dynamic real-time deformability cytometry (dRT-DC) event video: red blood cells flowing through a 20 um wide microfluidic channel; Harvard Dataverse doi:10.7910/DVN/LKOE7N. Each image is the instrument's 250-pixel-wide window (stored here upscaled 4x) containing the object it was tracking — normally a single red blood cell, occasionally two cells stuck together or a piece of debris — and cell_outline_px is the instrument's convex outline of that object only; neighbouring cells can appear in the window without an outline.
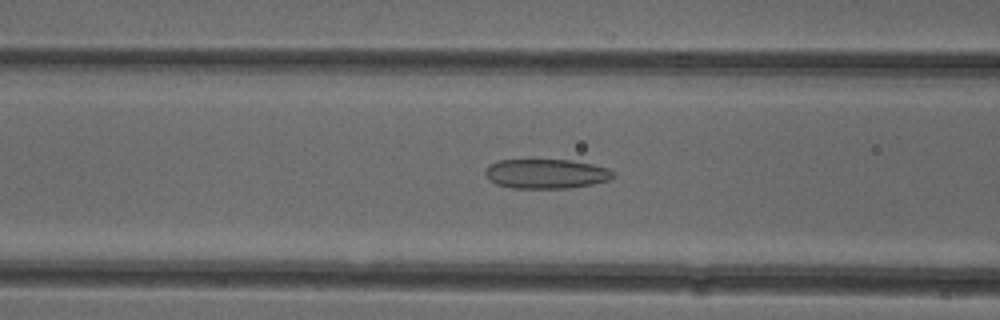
{"species": "common noctule bat (a hibernating species)", "species_latin": "Nyctalus noctula", "temperature_condition": "cold", "stored_images_in_passage": 50, "camera_frame_rate_fps": 3000, "um_per_image_px": 0.085, "animal": {"sex": "female"}, "frame": {"image": 1, "passage_image": 19, "time_ms": 6.0, "image_size_px": [1000, 320], "cell_outline_px": [[616, 176], [612, 180], [592, 184], [568, 188], [512, 188], [496, 184], [488, 180], [484, 176], [484, 168], [500, 160], [572, 160], [592, 164], [608, 168], [616, 172]], "centroid_in_image_um": [46.45, 14.77], "position_along_channel_um": 120.2, "area_um2": 22.31}}
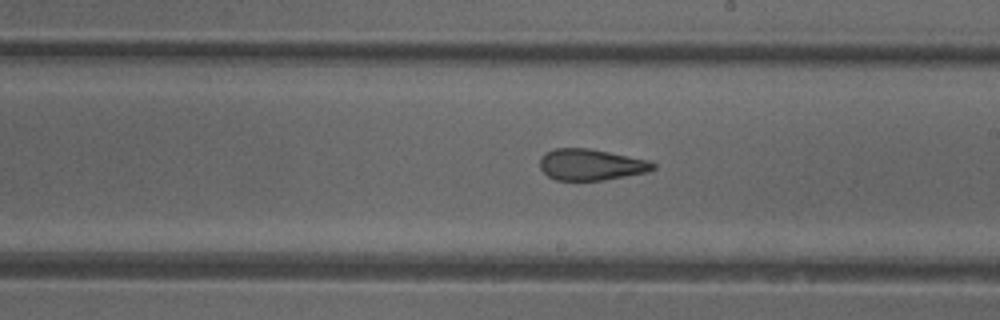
{"frame": {"image": 2, "passage_image": 28, "time_ms": 9.0, "image_size_px": [1000, 320], "cell_outline_px": [[656, 168], [648, 172], [604, 180], [556, 180], [548, 176], [540, 168], [540, 156], [544, 152], [556, 148], [588, 148], [648, 160], [656, 164]], "centroid_in_image_um": [50.22, 13.99], "position_along_channel_um": 238.8, "area_um2": 20.63}}
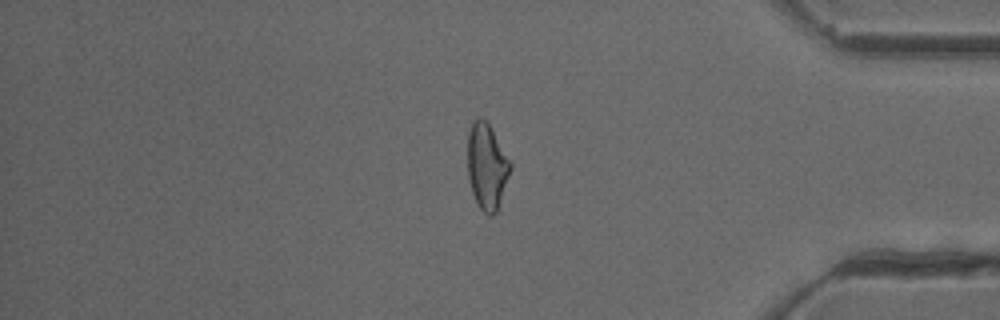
{"frame": {"image": 3, "passage_image": 42, "time_ms": 13.667, "image_size_px": [1000, 320], "cell_outline_px": [[512, 168], [496, 212], [492, 216], [488, 216], [476, 204], [468, 180], [468, 132], [472, 120], [476, 116], [480, 116], [488, 124], [512, 164]], "centroid_in_image_um": [41.36, 14.15], "position_along_channel_um": 393.8, "area_um2": 21.39}, "authors_computed_cell_mechanics": {"area_um2": 22.3975, "velocity_mm_per_s": 3.9497, "shape_relaxation_time_tau1_ms": null, "shape_relaxation_time_tau2_ms": 2.1946, "deformation_change_tau1": null, "deformation_change_tau2": 0.1139}}